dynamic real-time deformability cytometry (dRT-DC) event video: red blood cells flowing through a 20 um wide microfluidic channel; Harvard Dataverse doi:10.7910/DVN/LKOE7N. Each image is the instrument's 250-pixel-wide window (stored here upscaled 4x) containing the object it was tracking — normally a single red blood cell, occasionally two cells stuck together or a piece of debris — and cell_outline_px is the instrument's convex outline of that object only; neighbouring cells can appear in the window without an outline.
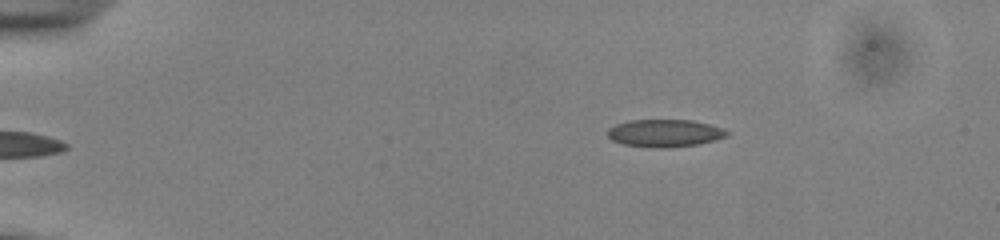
{"species": "common noctule bat (a hibernating species)", "species_latin": "Nyctalus noctula", "temperature_condition": "cold", "stored_images_in_passage": 46, "camera_frame_rate_fps": 3000, "um_per_image_px": 0.085, "animal": {"sex": "male", "body_mass_g": 13.0, "forearm_length_mm": 53.1}, "frame": {"image": 1, "passage_image": 1, "time_ms": 0.0, "image_size_px": [1000, 240], "cell_outline_px": [[728, 136], [716, 140], [696, 144], [664, 148], [660, 148], [624, 144], [612, 140], [608, 136], [608, 128], [616, 124], [628, 120], [692, 120], [724, 128], [728, 132]], "centroid_in_image_um": [56.51, 11.31], "position_along_channel_um": 28.5, "area_um2": 19.02}}
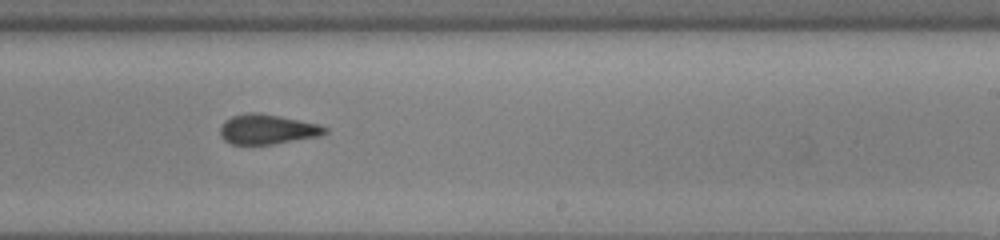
{"frame": {"image": 2, "passage_image": 26, "time_ms": 8.333, "image_size_px": [1000, 240], "cell_outline_px": [[328, 132], [320, 136], [272, 144], [232, 144], [224, 140], [220, 136], [220, 128], [224, 120], [232, 116], [248, 112], [260, 112], [320, 124], [328, 128]], "centroid_in_image_um": [22.73, 10.98], "position_along_channel_um": 266.3, "area_um2": 18.38}}
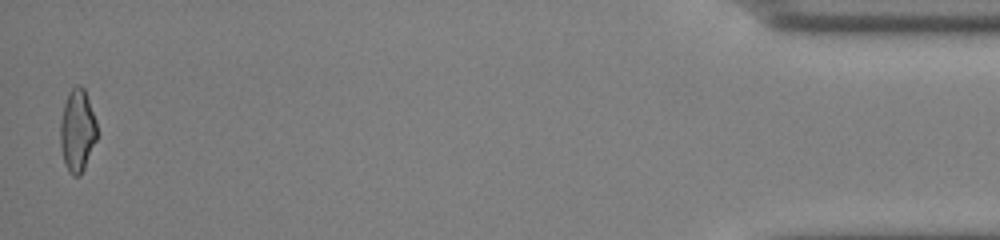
{"frame": {"image": 3, "passage_image": 45, "time_ms": 14.667, "image_size_px": [1000, 240], "cell_outline_px": [[96, 140], [84, 168], [80, 176], [72, 176], [68, 172], [64, 164], [60, 144], [60, 120], [64, 104], [68, 92], [76, 84], [80, 84], [84, 88], [96, 120]], "centroid_in_image_um": [6.55, 11.1], "position_along_channel_um": 428.6, "area_um2": 17.74}, "authors_computed_cell_mechanics": {"area_um2": 18.9295, "velocity_mm_per_s": 3.8526, "shape_relaxation_time_tau1_ms": null, "shape_relaxation_time_tau2_ms": 2.0132, "deformation_change_tau1": null, "deformation_change_tau2": 0.08}}